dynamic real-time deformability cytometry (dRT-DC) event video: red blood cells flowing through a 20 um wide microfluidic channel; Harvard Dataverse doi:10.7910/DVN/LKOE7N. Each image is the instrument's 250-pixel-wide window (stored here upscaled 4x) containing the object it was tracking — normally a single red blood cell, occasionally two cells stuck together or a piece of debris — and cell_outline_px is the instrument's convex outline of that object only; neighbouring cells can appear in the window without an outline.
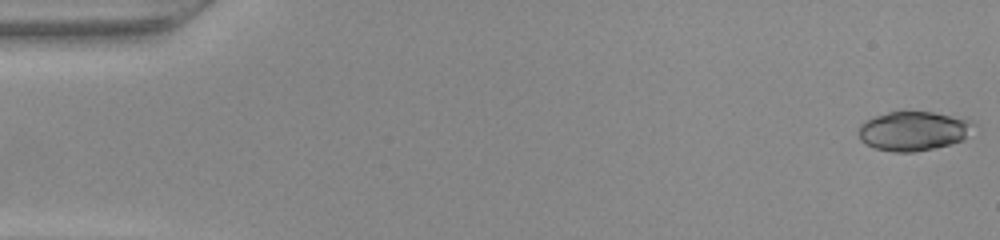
{"species": "common noctule bat (a hibernating species)", "species_latin": "Nyctalus noctula", "temperature_condition": "warm", "stored_images_in_passage": 49, "camera_frame_rate_fps": 3000, "um_per_image_px": 0.085, "animal": {"sex": "female", "body_mass_g": 22.0, "forearm_length_mm": 56.7}, "frame": {"image": 1, "passage_image": 1, "time_ms": 0.0, "image_size_px": [1000, 240], "cell_outline_px": [[972, 124], [964, 140], [932, 148], [912, 152], [892, 152], [876, 148], [860, 140], [856, 132], [860, 124], [864, 120], [900, 108], [932, 112], [968, 120]], "centroid_in_image_um": [77.53, 11.09], "position_along_channel_um": 7.5, "area_um2": 26.47}}
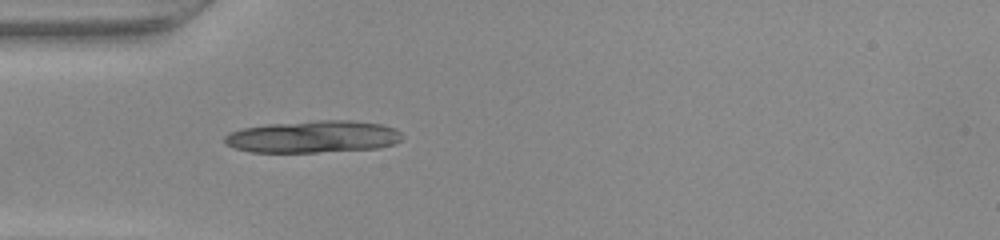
{"frame": {"image": 2, "passage_image": 15, "time_ms": 4.667, "image_size_px": [1000, 240], "cell_outline_px": [[400, 140], [392, 144], [376, 148], [316, 152], [252, 152], [236, 148], [224, 144], [224, 136], [232, 132], [244, 128], [268, 124], [320, 120], [348, 120], [380, 124], [396, 128], [400, 132]], "centroid_in_image_um": [26.6, 11.62], "position_along_channel_um": 58.4, "area_um2": 32.89}}